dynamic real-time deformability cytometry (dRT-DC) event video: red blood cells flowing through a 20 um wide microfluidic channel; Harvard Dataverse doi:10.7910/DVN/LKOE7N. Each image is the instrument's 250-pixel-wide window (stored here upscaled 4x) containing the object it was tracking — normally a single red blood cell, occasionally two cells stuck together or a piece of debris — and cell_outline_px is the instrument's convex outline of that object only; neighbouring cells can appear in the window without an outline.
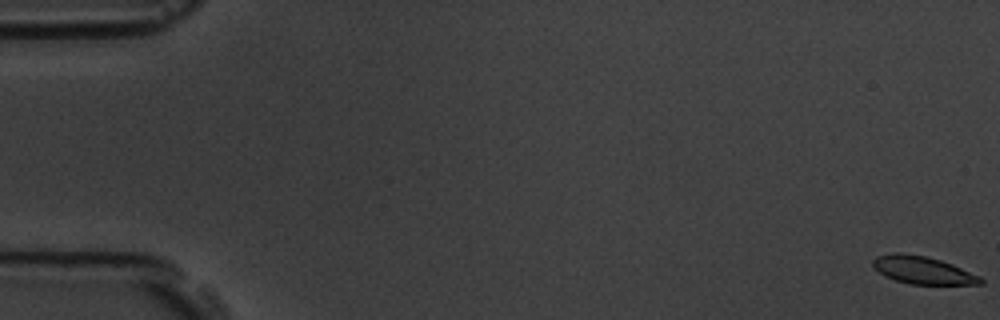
{"species": "common noctule bat (a hibernating species)", "species_latin": "Nyctalus noctula", "temperature_condition": "room temperature", "stored_images_in_passage": 58, "camera_frame_rate_fps": 3000, "um_per_image_px": 0.085, "animal": {"sex": "male", "body_mass_g": 19.5, "forearm_length_mm": 54.6}, "frame": {"image": 1, "passage_image": 1, "time_ms": 0.0, "image_size_px": [1000, 320], "cell_outline_px": [[984, 284], [908, 284], [884, 276], [872, 264], [872, 260], [876, 256], [892, 252], [900, 252], [924, 256], [940, 260], [952, 264], [980, 276], [984, 280]], "centroid_in_image_um": [78.42, 22.96], "position_along_channel_um": 6.6, "area_um2": 17.28}}
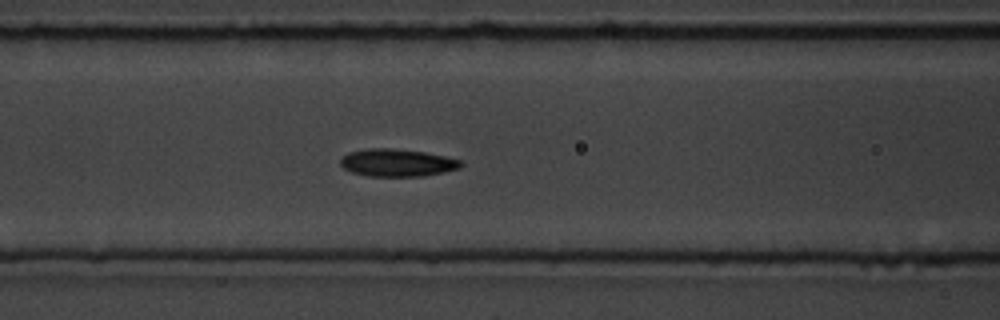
{"frame": {"image": 2, "passage_image": 25, "time_ms": 8.0, "image_size_px": [1000, 320], "cell_outline_px": [[464, 164], [460, 168], [444, 172], [424, 176], [368, 176], [352, 172], [344, 168], [340, 164], [340, 160], [348, 152], [368, 148], [392, 148], [424, 152], [444, 156], [460, 160]], "centroid_in_image_um": [33.76, 13.83], "position_along_channel_um": 132.8, "area_um2": 19.31}}
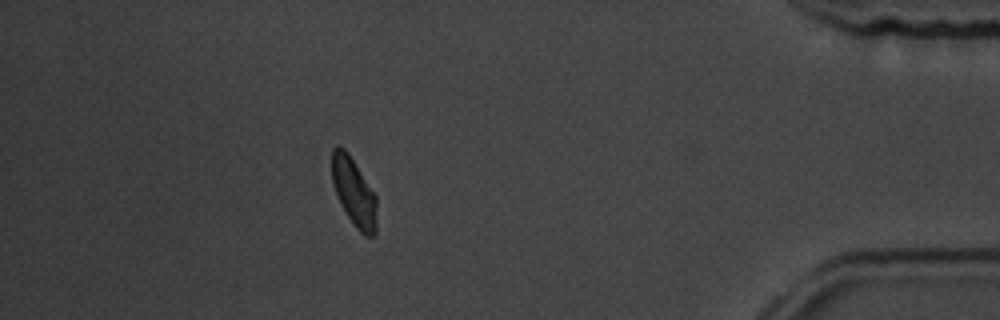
{"frame": {"image": 3, "passage_image": 52, "time_ms": 17.0, "image_size_px": [1000, 320], "cell_outline_px": [[376, 232], [372, 236], [364, 236], [352, 224], [340, 204], [332, 184], [332, 148], [336, 144], [344, 148], [348, 152], [376, 196]], "centroid_in_image_um": [30.06, 16.33], "position_along_channel_um": 405.1, "area_um2": 17.92}, "authors_computed_cell_mechanics": {"area_um2": 18.4382, "velocity_mm_per_s": 3.5558, "shape_relaxation_time_tau1_ms": 2.79, "shape_relaxation_time_tau2_ms": 2.7585, "deformation_change_tau1": 0.1051, "deformation_change_tau2": 0.057}}